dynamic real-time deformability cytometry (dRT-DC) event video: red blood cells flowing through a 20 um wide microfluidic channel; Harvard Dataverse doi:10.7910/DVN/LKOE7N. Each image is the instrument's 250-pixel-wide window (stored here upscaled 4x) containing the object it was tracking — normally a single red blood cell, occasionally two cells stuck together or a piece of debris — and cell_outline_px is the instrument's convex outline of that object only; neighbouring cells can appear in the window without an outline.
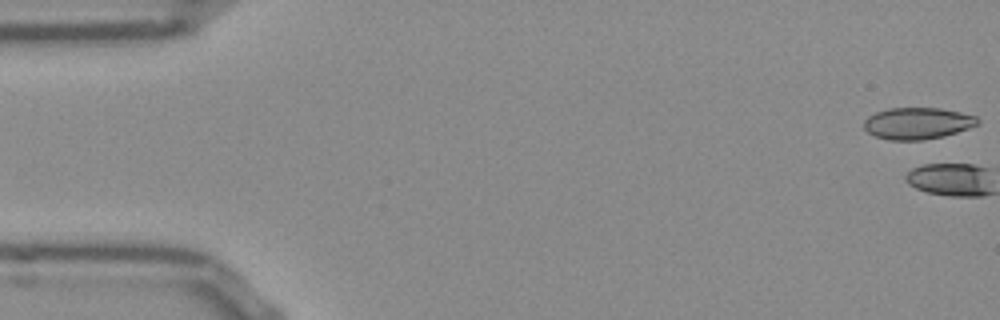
{"species": "Egyptian fruit bat (a non-hibernating species)", "species_latin": "Rousettus aegyptiacus", "temperature_condition": "room temperature", "stored_images_in_passage": 3, "camera_frame_rate_fps": 3000, "um_per_image_px": 0.085, "frame": {"image": 1, "passage_image": 1, "time_ms": 0.0, "image_size_px": [1000, 320], "cell_outline_px": [[980, 124], [944, 136], [920, 140], [888, 140], [876, 136], [868, 132], [864, 128], [864, 120], [868, 116], [876, 112], [888, 108], [940, 108], [960, 112], [976, 116], [980, 120]], "centroid_in_image_um": [77.99, 10.48], "position_along_channel_um": 7.0, "area_um2": 20.98}}